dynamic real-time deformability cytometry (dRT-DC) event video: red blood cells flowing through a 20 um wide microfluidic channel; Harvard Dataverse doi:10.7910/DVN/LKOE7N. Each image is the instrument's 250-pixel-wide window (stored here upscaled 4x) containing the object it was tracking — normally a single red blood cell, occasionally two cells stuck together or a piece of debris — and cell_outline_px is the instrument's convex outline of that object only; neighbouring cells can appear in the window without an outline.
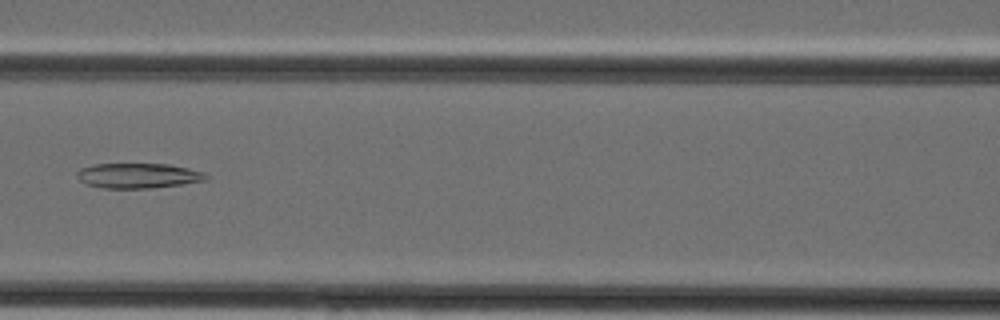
{"species": "Egyptian fruit bat (a non-hibernating species)", "species_latin": "Rousettus aegyptiacus", "temperature_condition": "cold", "stored_images_in_passage": 38, "camera_frame_rate_fps": 3000, "um_per_image_px": 0.085, "animal": {"sex": "female"}, "frame": {"image": 1, "passage_image": 16, "time_ms": 5.0, "image_size_px": [1000, 320], "cell_outline_px": [[208, 176], [204, 180], [180, 184], [152, 188], [104, 188], [84, 184], [76, 176], [76, 172], [80, 168], [96, 164], [168, 164], [188, 168], [204, 172]], "centroid_in_image_um": [11.69, 14.93], "position_along_channel_um": 154.9, "area_um2": 18.73}}
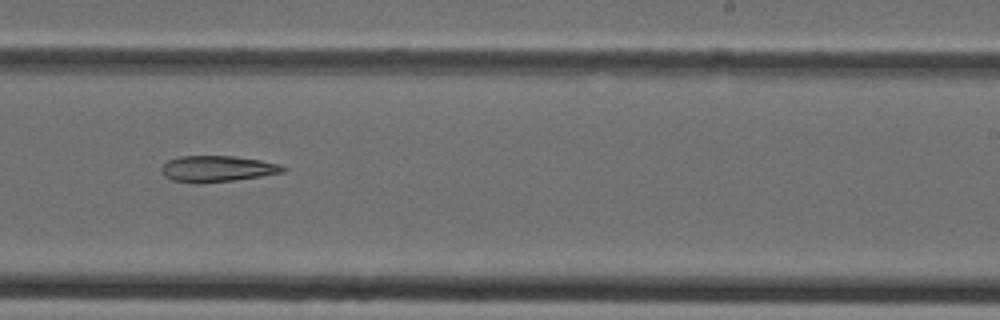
{"frame": {"image": 2, "passage_image": 23, "time_ms": 7.333, "image_size_px": [1000, 320], "cell_outline_px": [[288, 168], [284, 172], [236, 180], [172, 180], [164, 176], [160, 172], [160, 168], [168, 160], [180, 156], [236, 156], [260, 160], [280, 164]], "centroid_in_image_um": [18.52, 14.29], "position_along_channel_um": 270.5, "area_um2": 17.8}}
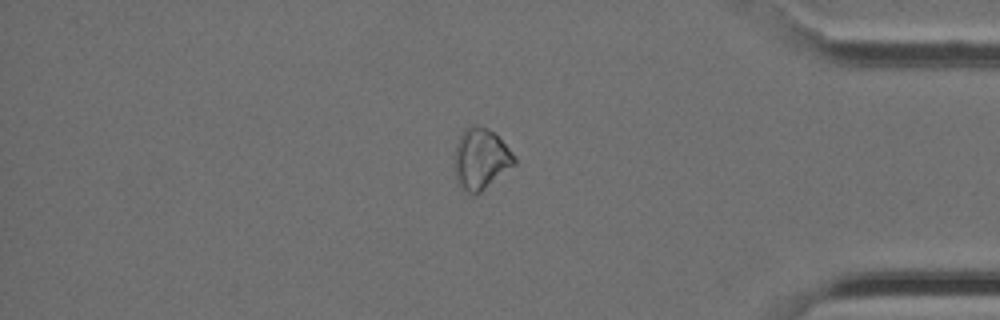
{"frame": {"image": 3, "passage_image": 32, "time_ms": 10.333, "image_size_px": [1000, 320], "cell_outline_px": [[516, 164], [480, 192], [468, 192], [460, 188], [456, 180], [456, 144], [464, 128], [472, 124], [476, 124], [492, 132], [516, 156]], "centroid_in_image_um": [40.87, 13.49], "position_along_channel_um": 394.3, "area_um2": 20.75}}